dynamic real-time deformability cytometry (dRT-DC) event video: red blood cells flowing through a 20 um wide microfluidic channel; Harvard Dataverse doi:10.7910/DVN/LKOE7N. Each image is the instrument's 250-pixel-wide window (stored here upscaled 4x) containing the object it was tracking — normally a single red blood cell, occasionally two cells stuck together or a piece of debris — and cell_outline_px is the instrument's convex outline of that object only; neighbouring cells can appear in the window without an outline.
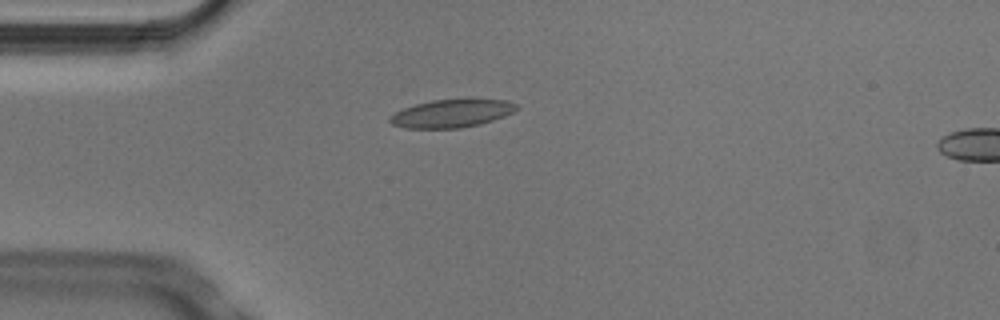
{"species": "Egyptian fruit bat (a non-hibernating species)", "species_latin": "Rousettus aegyptiacus", "temperature_condition": "cold", "stored_images_in_passage": 5, "camera_frame_rate_fps": 3000, "um_per_image_px": 0.085, "animal": {"sex": "male"}, "frame": {"image": 1, "passage_image": 4, "time_ms": 1.0, "image_size_px": [1000, 320], "cell_outline_px": [[520, 108], [504, 116], [480, 124], [460, 128], [404, 128], [392, 124], [388, 120], [396, 112], [404, 108], [416, 104], [432, 100], [468, 96], [508, 100], [516, 104]], "centroid_in_image_um": [38.47, 9.59], "position_along_channel_um": 46.5, "area_um2": 21.39}}